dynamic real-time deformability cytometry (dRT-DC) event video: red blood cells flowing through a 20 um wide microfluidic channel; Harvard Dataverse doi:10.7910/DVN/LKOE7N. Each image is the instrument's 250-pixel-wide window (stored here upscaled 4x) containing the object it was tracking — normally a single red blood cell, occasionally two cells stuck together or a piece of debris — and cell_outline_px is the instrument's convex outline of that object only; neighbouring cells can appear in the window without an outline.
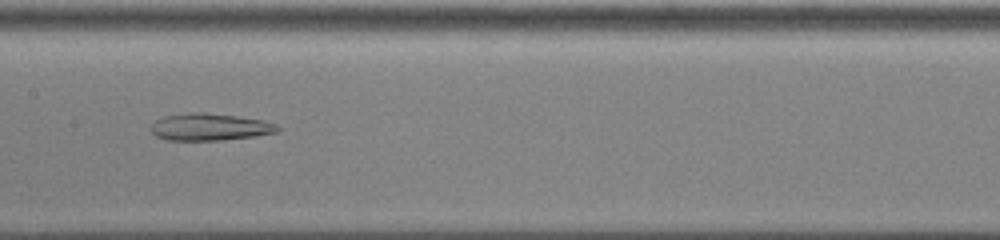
{"species": "common noctule bat (a hibernating species)", "species_latin": "Nyctalus noctula", "temperature_condition": "cold", "stored_images_in_passage": 53, "camera_frame_rate_fps": 3000, "um_per_image_px": 0.085, "animal": {"sex": "male", "body_mass_g": 13.0, "forearm_length_mm": 53.1}, "frame": {"image": 1, "passage_image": 28, "time_ms": 9.0, "image_size_px": [1000, 240], "cell_outline_px": [[280, 128], [276, 132], [256, 136], [224, 140], [168, 140], [156, 136], [148, 128], [156, 120], [164, 116], [192, 112], [204, 112], [236, 116], [264, 120], [276, 124]], "centroid_in_image_um": [17.82, 10.79], "position_along_channel_um": 189.6, "area_um2": 20.06}}
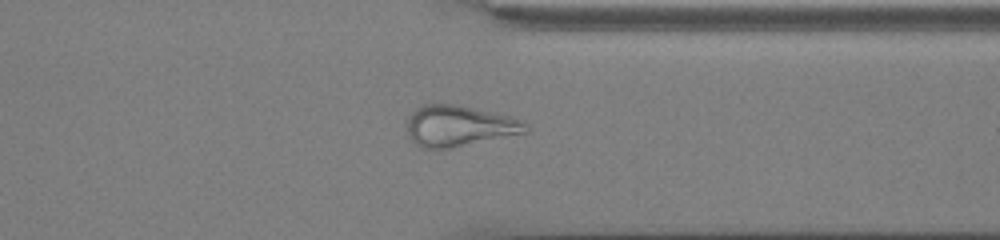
{"frame": {"image": 2, "passage_image": 42, "time_ms": 13.667, "image_size_px": [1000, 240], "cell_outline_px": [[528, 132], [452, 148], [420, 148], [408, 136], [404, 120], [416, 108], [424, 104], [456, 104], [512, 116], [520, 120], [524, 124]], "centroid_in_image_um": [38.95, 10.7], "position_along_channel_um": 372.4, "area_um2": 28.5}}
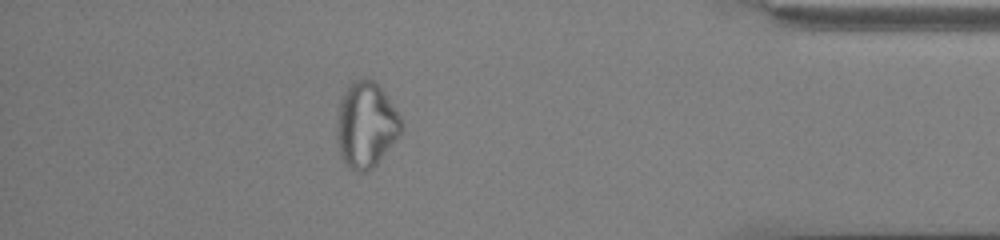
{"frame": {"image": 3, "passage_image": 47, "time_ms": 15.333, "image_size_px": [1000, 240], "cell_outline_px": [[404, 128], [400, 136], [376, 164], [372, 168], [364, 172], [356, 172], [340, 156], [336, 140], [336, 120], [340, 100], [348, 84], [364, 76], [372, 80], [384, 92], [400, 116], [404, 124]], "centroid_in_image_um": [31.11, 10.6], "position_along_channel_um": 404.1, "area_um2": 32.43}, "authors_computed_cell_mechanics": {"area_um2": 29.8248, "velocity_mm_per_s": 3.9245, "shape_relaxation_time_tau1_ms": null, "shape_relaxation_time_tau2_ms": 5.0411, "deformation_change_tau1": null, "deformation_change_tau2": 0.1586}}